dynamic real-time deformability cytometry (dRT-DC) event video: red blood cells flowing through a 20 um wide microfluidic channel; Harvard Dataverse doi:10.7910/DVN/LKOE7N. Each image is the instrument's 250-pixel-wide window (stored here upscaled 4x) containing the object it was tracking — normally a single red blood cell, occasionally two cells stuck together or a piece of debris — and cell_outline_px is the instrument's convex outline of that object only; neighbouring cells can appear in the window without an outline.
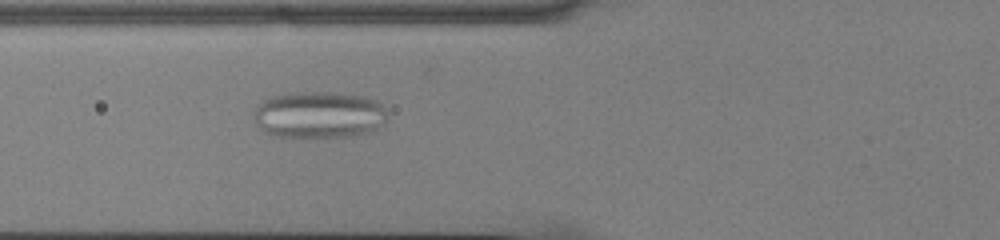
{"species": "common noctule bat (a hibernating species)", "species_latin": "Nyctalus noctula", "temperature_condition": "cold", "stored_images_in_passage": 41, "camera_frame_rate_fps": 3000, "um_per_image_px": 0.085, "animal": {"sex": "male", "body_mass_g": 13.0, "forearm_length_mm": 53.1}, "frame": {"image": 1, "passage_image": 8, "time_ms": 2.333, "image_size_px": [1000, 240], "cell_outline_px": [[388, 116], [384, 124], [372, 132], [352, 136], [300, 140], [272, 136], [260, 128], [256, 124], [256, 108], [264, 100], [272, 96], [296, 92], [324, 92], [364, 96], [376, 100], [388, 112]], "centroid_in_image_um": [27.15, 9.81], "position_along_channel_um": 98.7, "area_um2": 37.34}}
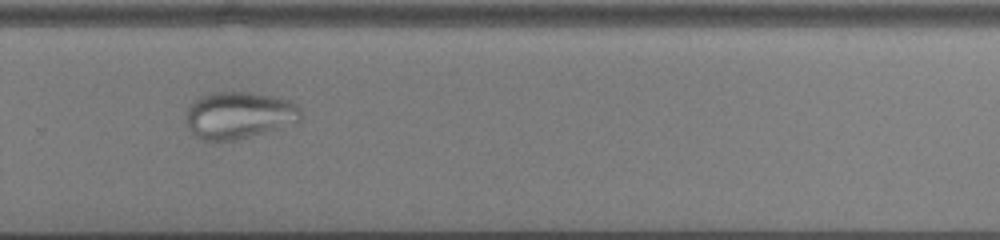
{"frame": {"image": 2, "passage_image": 25, "time_ms": 8.0, "image_size_px": [1000, 240], "cell_outline_px": [[300, 120], [296, 124], [232, 140], [212, 144], [200, 140], [188, 128], [184, 120], [188, 108], [200, 96], [212, 92], [252, 92], [272, 96], [288, 100], [296, 104], [300, 108]], "centroid_in_image_um": [20.27, 9.82], "position_along_channel_um": 309.5, "area_um2": 31.85}}
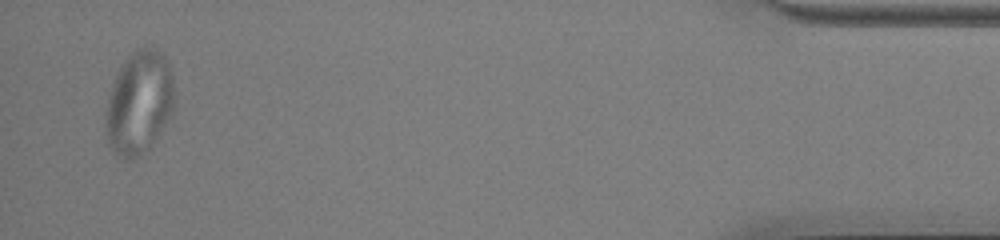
{"frame": {"image": 3, "passage_image": 40, "time_ms": 13.0, "image_size_px": [1000, 240], "cell_outline_px": [[172, 116], [148, 148], [140, 156], [132, 160], [128, 160], [120, 156], [108, 144], [108, 96], [112, 84], [124, 60], [136, 48], [144, 44], [148, 44], [156, 48], [164, 56], [168, 64], [172, 80]], "centroid_in_image_um": [11.84, 8.68], "position_along_channel_um": 423.4, "area_um2": 40.63}}